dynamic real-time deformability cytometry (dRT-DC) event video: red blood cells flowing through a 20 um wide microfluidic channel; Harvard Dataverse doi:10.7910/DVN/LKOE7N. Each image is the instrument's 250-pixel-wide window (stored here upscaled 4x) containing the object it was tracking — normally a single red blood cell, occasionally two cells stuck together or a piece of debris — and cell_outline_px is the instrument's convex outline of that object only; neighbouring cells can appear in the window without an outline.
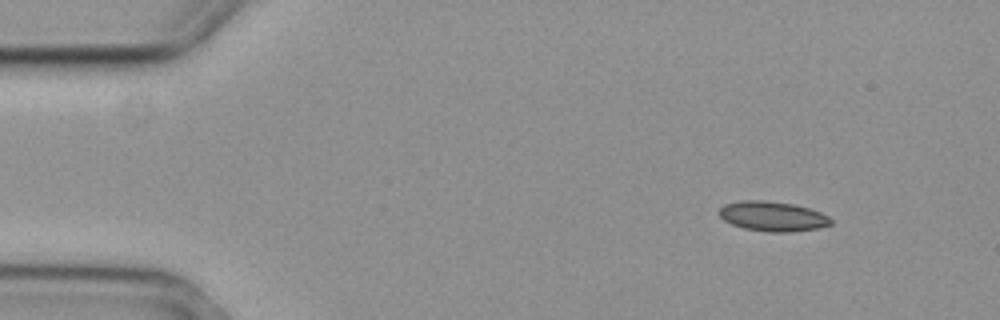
{"species": "common noctule bat (a hibernating species)", "species_latin": "Nyctalus noctula", "temperature_condition": "cold", "stored_images_in_passage": 4, "camera_frame_rate_fps": 3000, "um_per_image_px": 0.085, "animal": {"sex": "female", "body_mass_g": 29.2, "forearm_length_mm": 56.3}, "frame": {"image": 1, "passage_image": 1, "time_ms": 0.0, "image_size_px": [1000, 320], "cell_outline_px": [[832, 224], [816, 228], [792, 232], [768, 232], [744, 228], [732, 224], [724, 220], [720, 216], [720, 208], [724, 204], [744, 200], [764, 200], [792, 204], [808, 208], [820, 212], [828, 216], [832, 220]], "centroid_in_image_um": [65.67, 18.39], "position_along_channel_um": 19.3, "area_um2": 19.25}}
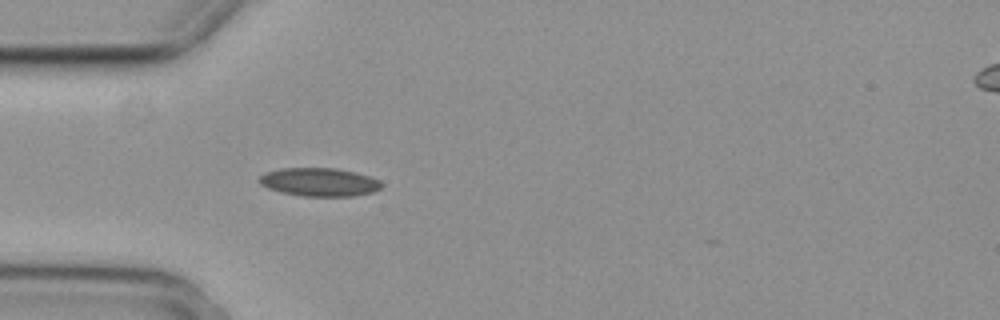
{"frame": {"image": 2, "passage_image": 3, "time_ms": 0.667, "image_size_px": [1000, 320], "cell_outline_px": [[384, 184], [380, 188], [372, 192], [352, 196], [304, 196], [280, 192], [268, 188], [260, 184], [256, 180], [264, 172], [280, 168], [336, 168], [356, 172], [380, 180]], "centroid_in_image_um": [27.11, 15.47], "position_along_channel_um": 57.9, "area_um2": 20.35}}